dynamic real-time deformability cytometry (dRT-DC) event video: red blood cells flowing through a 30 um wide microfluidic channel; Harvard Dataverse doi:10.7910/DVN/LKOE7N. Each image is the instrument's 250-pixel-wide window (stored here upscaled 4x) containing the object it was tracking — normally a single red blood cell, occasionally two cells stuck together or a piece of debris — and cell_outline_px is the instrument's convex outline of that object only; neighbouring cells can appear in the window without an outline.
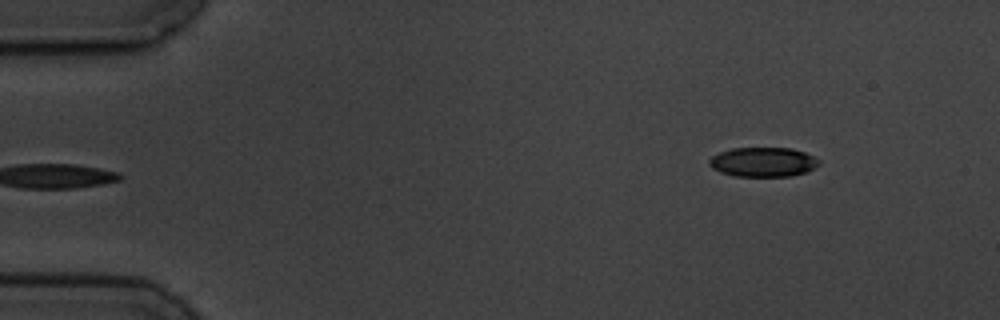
{"species": "common noctule bat (a hibernating species)", "species_latin": "Nyctalus noctula", "temperature_condition": "cold", "stored_images_in_passage": 3, "camera_frame_rate_fps": 3000, "um_per_image_px": 0.085, "animal": {"sex": "male", "body_mass_g": 19.5, "forearm_length_mm": 54.6}, "frame": {"image": 1, "passage_image": 3, "time_ms": 2.333, "image_size_px": [1000, 320], "cell_outline_px": [[820, 164], [808, 172], [788, 176], [732, 176], [720, 172], [712, 168], [708, 164], [708, 160], [712, 156], [720, 152], [732, 148], [792, 148], [804, 152], [820, 160]], "centroid_in_image_um": [64.85, 13.77], "position_along_channel_um": 20.1, "area_um2": 18.96}}